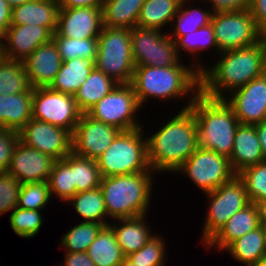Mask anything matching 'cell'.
Wrapping results in <instances>:
<instances>
[{
    "mask_svg": "<svg viewBox=\"0 0 266 266\" xmlns=\"http://www.w3.org/2000/svg\"><path fill=\"white\" fill-rule=\"evenodd\" d=\"M259 212V221L261 226H266V200H261L256 203Z\"/></svg>",
    "mask_w": 266,
    "mask_h": 266,
    "instance_id": "f5cc1de1",
    "label": "cell"
},
{
    "mask_svg": "<svg viewBox=\"0 0 266 266\" xmlns=\"http://www.w3.org/2000/svg\"><path fill=\"white\" fill-rule=\"evenodd\" d=\"M131 48L135 66L169 67L182 61L168 31L135 26Z\"/></svg>",
    "mask_w": 266,
    "mask_h": 266,
    "instance_id": "30bf717a",
    "label": "cell"
},
{
    "mask_svg": "<svg viewBox=\"0 0 266 266\" xmlns=\"http://www.w3.org/2000/svg\"><path fill=\"white\" fill-rule=\"evenodd\" d=\"M120 132L118 128L82 113L72 133V152L97 160Z\"/></svg>",
    "mask_w": 266,
    "mask_h": 266,
    "instance_id": "9a60e30c",
    "label": "cell"
},
{
    "mask_svg": "<svg viewBox=\"0 0 266 266\" xmlns=\"http://www.w3.org/2000/svg\"><path fill=\"white\" fill-rule=\"evenodd\" d=\"M237 176L244 183L250 202L266 200V162L247 167Z\"/></svg>",
    "mask_w": 266,
    "mask_h": 266,
    "instance_id": "60d3db41",
    "label": "cell"
},
{
    "mask_svg": "<svg viewBox=\"0 0 266 266\" xmlns=\"http://www.w3.org/2000/svg\"><path fill=\"white\" fill-rule=\"evenodd\" d=\"M189 6L186 7L185 5ZM190 0H182L180 8L177 12V15L173 19L171 30L173 34H169V37L175 41L178 37L192 33L198 30L200 27L206 26L211 23L212 10L211 9H202L201 7H192L190 5ZM191 6V7H190Z\"/></svg>",
    "mask_w": 266,
    "mask_h": 266,
    "instance_id": "836d02e7",
    "label": "cell"
},
{
    "mask_svg": "<svg viewBox=\"0 0 266 266\" xmlns=\"http://www.w3.org/2000/svg\"><path fill=\"white\" fill-rule=\"evenodd\" d=\"M205 1V0H199ZM211 4L213 13L226 11H242L249 10L252 0H206Z\"/></svg>",
    "mask_w": 266,
    "mask_h": 266,
    "instance_id": "bcb514c9",
    "label": "cell"
},
{
    "mask_svg": "<svg viewBox=\"0 0 266 266\" xmlns=\"http://www.w3.org/2000/svg\"><path fill=\"white\" fill-rule=\"evenodd\" d=\"M68 202L74 207L73 209L76 210V213L82 217L83 222H95L104 226L109 225L110 222L107 219L108 215L100 187L76 193Z\"/></svg>",
    "mask_w": 266,
    "mask_h": 266,
    "instance_id": "1f68e13d",
    "label": "cell"
},
{
    "mask_svg": "<svg viewBox=\"0 0 266 266\" xmlns=\"http://www.w3.org/2000/svg\"><path fill=\"white\" fill-rule=\"evenodd\" d=\"M22 62L33 88L49 87L63 63L53 39L37 47Z\"/></svg>",
    "mask_w": 266,
    "mask_h": 266,
    "instance_id": "ffe728a7",
    "label": "cell"
},
{
    "mask_svg": "<svg viewBox=\"0 0 266 266\" xmlns=\"http://www.w3.org/2000/svg\"><path fill=\"white\" fill-rule=\"evenodd\" d=\"M86 253L96 266H119L125 259L121 247L117 244L115 233L109 225L99 231Z\"/></svg>",
    "mask_w": 266,
    "mask_h": 266,
    "instance_id": "f1b7e54d",
    "label": "cell"
},
{
    "mask_svg": "<svg viewBox=\"0 0 266 266\" xmlns=\"http://www.w3.org/2000/svg\"><path fill=\"white\" fill-rule=\"evenodd\" d=\"M105 0H59L60 8L102 7Z\"/></svg>",
    "mask_w": 266,
    "mask_h": 266,
    "instance_id": "f907efd6",
    "label": "cell"
},
{
    "mask_svg": "<svg viewBox=\"0 0 266 266\" xmlns=\"http://www.w3.org/2000/svg\"><path fill=\"white\" fill-rule=\"evenodd\" d=\"M19 138L25 145L55 160L64 159L72 152L69 130L33 118L19 131Z\"/></svg>",
    "mask_w": 266,
    "mask_h": 266,
    "instance_id": "5bb4252c",
    "label": "cell"
},
{
    "mask_svg": "<svg viewBox=\"0 0 266 266\" xmlns=\"http://www.w3.org/2000/svg\"><path fill=\"white\" fill-rule=\"evenodd\" d=\"M233 140L229 162L236 175L247 167L264 162L255 125L239 124Z\"/></svg>",
    "mask_w": 266,
    "mask_h": 266,
    "instance_id": "44dd1931",
    "label": "cell"
},
{
    "mask_svg": "<svg viewBox=\"0 0 266 266\" xmlns=\"http://www.w3.org/2000/svg\"><path fill=\"white\" fill-rule=\"evenodd\" d=\"M260 226L259 212L255 203L250 202L247 206L236 212L227 223L205 244L215 247L218 252L223 250L234 240Z\"/></svg>",
    "mask_w": 266,
    "mask_h": 266,
    "instance_id": "7402d4cb",
    "label": "cell"
},
{
    "mask_svg": "<svg viewBox=\"0 0 266 266\" xmlns=\"http://www.w3.org/2000/svg\"><path fill=\"white\" fill-rule=\"evenodd\" d=\"M182 0H145L137 26L162 30L177 15Z\"/></svg>",
    "mask_w": 266,
    "mask_h": 266,
    "instance_id": "f546056e",
    "label": "cell"
},
{
    "mask_svg": "<svg viewBox=\"0 0 266 266\" xmlns=\"http://www.w3.org/2000/svg\"><path fill=\"white\" fill-rule=\"evenodd\" d=\"M236 261L244 266L255 264L265 256L264 226H259L231 242L225 249Z\"/></svg>",
    "mask_w": 266,
    "mask_h": 266,
    "instance_id": "4dcf8cb0",
    "label": "cell"
},
{
    "mask_svg": "<svg viewBox=\"0 0 266 266\" xmlns=\"http://www.w3.org/2000/svg\"><path fill=\"white\" fill-rule=\"evenodd\" d=\"M255 130L259 138L264 162H266V121L255 125Z\"/></svg>",
    "mask_w": 266,
    "mask_h": 266,
    "instance_id": "816d5d0a",
    "label": "cell"
},
{
    "mask_svg": "<svg viewBox=\"0 0 266 266\" xmlns=\"http://www.w3.org/2000/svg\"><path fill=\"white\" fill-rule=\"evenodd\" d=\"M59 0H34L12 8L10 25H39L57 29Z\"/></svg>",
    "mask_w": 266,
    "mask_h": 266,
    "instance_id": "603a6c76",
    "label": "cell"
},
{
    "mask_svg": "<svg viewBox=\"0 0 266 266\" xmlns=\"http://www.w3.org/2000/svg\"><path fill=\"white\" fill-rule=\"evenodd\" d=\"M224 101L231 107L242 125H256L266 121V77L251 80L234 90Z\"/></svg>",
    "mask_w": 266,
    "mask_h": 266,
    "instance_id": "2e32d148",
    "label": "cell"
},
{
    "mask_svg": "<svg viewBox=\"0 0 266 266\" xmlns=\"http://www.w3.org/2000/svg\"><path fill=\"white\" fill-rule=\"evenodd\" d=\"M62 266H96L86 252H65Z\"/></svg>",
    "mask_w": 266,
    "mask_h": 266,
    "instance_id": "c3c4849f",
    "label": "cell"
},
{
    "mask_svg": "<svg viewBox=\"0 0 266 266\" xmlns=\"http://www.w3.org/2000/svg\"><path fill=\"white\" fill-rule=\"evenodd\" d=\"M95 68L118 84H129L134 74L131 30L102 27L97 39Z\"/></svg>",
    "mask_w": 266,
    "mask_h": 266,
    "instance_id": "52a82bcc",
    "label": "cell"
},
{
    "mask_svg": "<svg viewBox=\"0 0 266 266\" xmlns=\"http://www.w3.org/2000/svg\"><path fill=\"white\" fill-rule=\"evenodd\" d=\"M160 235H154L141 249L130 254L127 258L135 265L164 266L166 265L167 248ZM165 263V264H164Z\"/></svg>",
    "mask_w": 266,
    "mask_h": 266,
    "instance_id": "b9f144b4",
    "label": "cell"
},
{
    "mask_svg": "<svg viewBox=\"0 0 266 266\" xmlns=\"http://www.w3.org/2000/svg\"><path fill=\"white\" fill-rule=\"evenodd\" d=\"M11 8L22 5L24 3L32 2L34 0H6Z\"/></svg>",
    "mask_w": 266,
    "mask_h": 266,
    "instance_id": "db71d44e",
    "label": "cell"
},
{
    "mask_svg": "<svg viewBox=\"0 0 266 266\" xmlns=\"http://www.w3.org/2000/svg\"><path fill=\"white\" fill-rule=\"evenodd\" d=\"M145 0H105L102 5L103 27L133 29Z\"/></svg>",
    "mask_w": 266,
    "mask_h": 266,
    "instance_id": "4316f807",
    "label": "cell"
},
{
    "mask_svg": "<svg viewBox=\"0 0 266 266\" xmlns=\"http://www.w3.org/2000/svg\"><path fill=\"white\" fill-rule=\"evenodd\" d=\"M94 68L95 62L89 58L76 57L63 61L60 70L49 87L55 91L74 96Z\"/></svg>",
    "mask_w": 266,
    "mask_h": 266,
    "instance_id": "484cf974",
    "label": "cell"
},
{
    "mask_svg": "<svg viewBox=\"0 0 266 266\" xmlns=\"http://www.w3.org/2000/svg\"><path fill=\"white\" fill-rule=\"evenodd\" d=\"M147 216L146 214L133 218L114 220L120 224L116 222L109 223V226L115 233L117 244L121 247L125 257L137 252L155 235L151 233L150 226L147 225L149 223H146Z\"/></svg>",
    "mask_w": 266,
    "mask_h": 266,
    "instance_id": "cb8c5ba5",
    "label": "cell"
},
{
    "mask_svg": "<svg viewBox=\"0 0 266 266\" xmlns=\"http://www.w3.org/2000/svg\"><path fill=\"white\" fill-rule=\"evenodd\" d=\"M180 172L185 173L204 194L214 191L236 176L228 157L200 147L176 171L178 174Z\"/></svg>",
    "mask_w": 266,
    "mask_h": 266,
    "instance_id": "7c38bea8",
    "label": "cell"
},
{
    "mask_svg": "<svg viewBox=\"0 0 266 266\" xmlns=\"http://www.w3.org/2000/svg\"><path fill=\"white\" fill-rule=\"evenodd\" d=\"M140 106L132 85L118 84L110 93L91 107L86 114L91 118L112 125L121 131L144 126L137 121Z\"/></svg>",
    "mask_w": 266,
    "mask_h": 266,
    "instance_id": "ba28073f",
    "label": "cell"
},
{
    "mask_svg": "<svg viewBox=\"0 0 266 266\" xmlns=\"http://www.w3.org/2000/svg\"><path fill=\"white\" fill-rule=\"evenodd\" d=\"M101 8H59L56 31L74 39L98 38L103 27Z\"/></svg>",
    "mask_w": 266,
    "mask_h": 266,
    "instance_id": "ac0fdd59",
    "label": "cell"
},
{
    "mask_svg": "<svg viewBox=\"0 0 266 266\" xmlns=\"http://www.w3.org/2000/svg\"><path fill=\"white\" fill-rule=\"evenodd\" d=\"M51 196H57L65 203L76 194L73 178V152L64 159L56 160L48 177Z\"/></svg>",
    "mask_w": 266,
    "mask_h": 266,
    "instance_id": "e575fe53",
    "label": "cell"
},
{
    "mask_svg": "<svg viewBox=\"0 0 266 266\" xmlns=\"http://www.w3.org/2000/svg\"><path fill=\"white\" fill-rule=\"evenodd\" d=\"M23 62L2 58L0 60V95L31 91Z\"/></svg>",
    "mask_w": 266,
    "mask_h": 266,
    "instance_id": "d590c367",
    "label": "cell"
},
{
    "mask_svg": "<svg viewBox=\"0 0 266 266\" xmlns=\"http://www.w3.org/2000/svg\"><path fill=\"white\" fill-rule=\"evenodd\" d=\"M174 42L179 57L181 58L180 54L182 50L187 52V54L190 53L193 56L192 59L194 60L192 65L195 66V68H197L199 71L206 65L203 64V62L200 61L199 57H196V55L200 56V52L205 50L207 51V49H213L218 52V46L214 36V29L211 23L200 27L198 30L192 33L178 37Z\"/></svg>",
    "mask_w": 266,
    "mask_h": 266,
    "instance_id": "d6a6232c",
    "label": "cell"
},
{
    "mask_svg": "<svg viewBox=\"0 0 266 266\" xmlns=\"http://www.w3.org/2000/svg\"><path fill=\"white\" fill-rule=\"evenodd\" d=\"M97 39H74L61 36L57 31L53 33V40L56 43L62 61L80 58H89L94 62L97 55Z\"/></svg>",
    "mask_w": 266,
    "mask_h": 266,
    "instance_id": "74e56055",
    "label": "cell"
},
{
    "mask_svg": "<svg viewBox=\"0 0 266 266\" xmlns=\"http://www.w3.org/2000/svg\"><path fill=\"white\" fill-rule=\"evenodd\" d=\"M119 266H141V265H135L127 257H125V259L122 261V263Z\"/></svg>",
    "mask_w": 266,
    "mask_h": 266,
    "instance_id": "11a10c76",
    "label": "cell"
},
{
    "mask_svg": "<svg viewBox=\"0 0 266 266\" xmlns=\"http://www.w3.org/2000/svg\"><path fill=\"white\" fill-rule=\"evenodd\" d=\"M154 172L143 171L112 177H102L100 188L108 217L133 218L148 213L152 197ZM153 177V178H152Z\"/></svg>",
    "mask_w": 266,
    "mask_h": 266,
    "instance_id": "5b68a950",
    "label": "cell"
},
{
    "mask_svg": "<svg viewBox=\"0 0 266 266\" xmlns=\"http://www.w3.org/2000/svg\"><path fill=\"white\" fill-rule=\"evenodd\" d=\"M103 227L104 225L100 223L81 221L62 235L59 244L61 243L66 252H87Z\"/></svg>",
    "mask_w": 266,
    "mask_h": 266,
    "instance_id": "8d00e7d4",
    "label": "cell"
},
{
    "mask_svg": "<svg viewBox=\"0 0 266 266\" xmlns=\"http://www.w3.org/2000/svg\"><path fill=\"white\" fill-rule=\"evenodd\" d=\"M220 55L214 66H205L199 71L200 93L204 96L224 99V93L230 94L264 74L266 46L263 39L248 47L221 52Z\"/></svg>",
    "mask_w": 266,
    "mask_h": 266,
    "instance_id": "6da1fadb",
    "label": "cell"
},
{
    "mask_svg": "<svg viewBox=\"0 0 266 266\" xmlns=\"http://www.w3.org/2000/svg\"><path fill=\"white\" fill-rule=\"evenodd\" d=\"M32 94L0 95V128L19 132L32 119Z\"/></svg>",
    "mask_w": 266,
    "mask_h": 266,
    "instance_id": "d4e9b609",
    "label": "cell"
},
{
    "mask_svg": "<svg viewBox=\"0 0 266 266\" xmlns=\"http://www.w3.org/2000/svg\"><path fill=\"white\" fill-rule=\"evenodd\" d=\"M264 249H265V256H266V226H264Z\"/></svg>",
    "mask_w": 266,
    "mask_h": 266,
    "instance_id": "6f0895ef",
    "label": "cell"
},
{
    "mask_svg": "<svg viewBox=\"0 0 266 266\" xmlns=\"http://www.w3.org/2000/svg\"><path fill=\"white\" fill-rule=\"evenodd\" d=\"M164 126L146 137L150 169L157 172L176 171L198 148L195 116L190 109L178 110Z\"/></svg>",
    "mask_w": 266,
    "mask_h": 266,
    "instance_id": "7a4b0ae2",
    "label": "cell"
},
{
    "mask_svg": "<svg viewBox=\"0 0 266 266\" xmlns=\"http://www.w3.org/2000/svg\"><path fill=\"white\" fill-rule=\"evenodd\" d=\"M218 53L251 46L262 39L250 10L216 12L212 14Z\"/></svg>",
    "mask_w": 266,
    "mask_h": 266,
    "instance_id": "8fae6325",
    "label": "cell"
},
{
    "mask_svg": "<svg viewBox=\"0 0 266 266\" xmlns=\"http://www.w3.org/2000/svg\"><path fill=\"white\" fill-rule=\"evenodd\" d=\"M73 178L76 193L100 187L101 175L96 160L73 153Z\"/></svg>",
    "mask_w": 266,
    "mask_h": 266,
    "instance_id": "f35d334b",
    "label": "cell"
},
{
    "mask_svg": "<svg viewBox=\"0 0 266 266\" xmlns=\"http://www.w3.org/2000/svg\"><path fill=\"white\" fill-rule=\"evenodd\" d=\"M143 128L121 131L96 160L101 177L149 171Z\"/></svg>",
    "mask_w": 266,
    "mask_h": 266,
    "instance_id": "8992f818",
    "label": "cell"
},
{
    "mask_svg": "<svg viewBox=\"0 0 266 266\" xmlns=\"http://www.w3.org/2000/svg\"><path fill=\"white\" fill-rule=\"evenodd\" d=\"M251 266H266V256L260 258L255 264Z\"/></svg>",
    "mask_w": 266,
    "mask_h": 266,
    "instance_id": "9f6ffc18",
    "label": "cell"
},
{
    "mask_svg": "<svg viewBox=\"0 0 266 266\" xmlns=\"http://www.w3.org/2000/svg\"><path fill=\"white\" fill-rule=\"evenodd\" d=\"M51 197L47 181L23 183L17 207L28 210H43Z\"/></svg>",
    "mask_w": 266,
    "mask_h": 266,
    "instance_id": "7bdbcfd3",
    "label": "cell"
},
{
    "mask_svg": "<svg viewBox=\"0 0 266 266\" xmlns=\"http://www.w3.org/2000/svg\"><path fill=\"white\" fill-rule=\"evenodd\" d=\"M263 75L266 77V67H265V70H264V74Z\"/></svg>",
    "mask_w": 266,
    "mask_h": 266,
    "instance_id": "94428289",
    "label": "cell"
},
{
    "mask_svg": "<svg viewBox=\"0 0 266 266\" xmlns=\"http://www.w3.org/2000/svg\"><path fill=\"white\" fill-rule=\"evenodd\" d=\"M3 58L2 42H0V60Z\"/></svg>",
    "mask_w": 266,
    "mask_h": 266,
    "instance_id": "91938a15",
    "label": "cell"
},
{
    "mask_svg": "<svg viewBox=\"0 0 266 266\" xmlns=\"http://www.w3.org/2000/svg\"><path fill=\"white\" fill-rule=\"evenodd\" d=\"M205 195L209 198V205L202 228L201 237L204 244L227 223L229 218L250 203L245 185L237 175L230 182Z\"/></svg>",
    "mask_w": 266,
    "mask_h": 266,
    "instance_id": "9c48e42d",
    "label": "cell"
},
{
    "mask_svg": "<svg viewBox=\"0 0 266 266\" xmlns=\"http://www.w3.org/2000/svg\"><path fill=\"white\" fill-rule=\"evenodd\" d=\"M117 85L118 83L114 79L94 68L87 80L74 94L79 110L82 113H86Z\"/></svg>",
    "mask_w": 266,
    "mask_h": 266,
    "instance_id": "83f0119b",
    "label": "cell"
},
{
    "mask_svg": "<svg viewBox=\"0 0 266 266\" xmlns=\"http://www.w3.org/2000/svg\"><path fill=\"white\" fill-rule=\"evenodd\" d=\"M19 132L0 128V172L7 171L16 145L18 144Z\"/></svg>",
    "mask_w": 266,
    "mask_h": 266,
    "instance_id": "f6af8a7d",
    "label": "cell"
},
{
    "mask_svg": "<svg viewBox=\"0 0 266 266\" xmlns=\"http://www.w3.org/2000/svg\"><path fill=\"white\" fill-rule=\"evenodd\" d=\"M12 8L6 0H0V42L3 41L11 23Z\"/></svg>",
    "mask_w": 266,
    "mask_h": 266,
    "instance_id": "681fc988",
    "label": "cell"
},
{
    "mask_svg": "<svg viewBox=\"0 0 266 266\" xmlns=\"http://www.w3.org/2000/svg\"><path fill=\"white\" fill-rule=\"evenodd\" d=\"M22 184L7 171L0 172V216L17 207Z\"/></svg>",
    "mask_w": 266,
    "mask_h": 266,
    "instance_id": "ee69618b",
    "label": "cell"
},
{
    "mask_svg": "<svg viewBox=\"0 0 266 266\" xmlns=\"http://www.w3.org/2000/svg\"><path fill=\"white\" fill-rule=\"evenodd\" d=\"M189 109L195 116L198 147L229 158L240 124L231 107L224 99H212L199 93Z\"/></svg>",
    "mask_w": 266,
    "mask_h": 266,
    "instance_id": "277c9868",
    "label": "cell"
},
{
    "mask_svg": "<svg viewBox=\"0 0 266 266\" xmlns=\"http://www.w3.org/2000/svg\"><path fill=\"white\" fill-rule=\"evenodd\" d=\"M55 159L19 140L7 172L21 184L48 181Z\"/></svg>",
    "mask_w": 266,
    "mask_h": 266,
    "instance_id": "e0dca14e",
    "label": "cell"
},
{
    "mask_svg": "<svg viewBox=\"0 0 266 266\" xmlns=\"http://www.w3.org/2000/svg\"><path fill=\"white\" fill-rule=\"evenodd\" d=\"M53 39V33L39 25H10L2 41L3 57L24 61L37 47Z\"/></svg>",
    "mask_w": 266,
    "mask_h": 266,
    "instance_id": "d6986e66",
    "label": "cell"
},
{
    "mask_svg": "<svg viewBox=\"0 0 266 266\" xmlns=\"http://www.w3.org/2000/svg\"><path fill=\"white\" fill-rule=\"evenodd\" d=\"M42 210H28L16 207L9 215L10 227L21 238H32L39 233L43 219Z\"/></svg>",
    "mask_w": 266,
    "mask_h": 266,
    "instance_id": "ab89813d",
    "label": "cell"
},
{
    "mask_svg": "<svg viewBox=\"0 0 266 266\" xmlns=\"http://www.w3.org/2000/svg\"><path fill=\"white\" fill-rule=\"evenodd\" d=\"M82 112L73 95L50 87L33 88L32 118L61 127L73 133Z\"/></svg>",
    "mask_w": 266,
    "mask_h": 266,
    "instance_id": "4fadbf2b",
    "label": "cell"
},
{
    "mask_svg": "<svg viewBox=\"0 0 266 266\" xmlns=\"http://www.w3.org/2000/svg\"><path fill=\"white\" fill-rule=\"evenodd\" d=\"M262 39H263L265 46H266V28L262 31Z\"/></svg>",
    "mask_w": 266,
    "mask_h": 266,
    "instance_id": "680465c9",
    "label": "cell"
},
{
    "mask_svg": "<svg viewBox=\"0 0 266 266\" xmlns=\"http://www.w3.org/2000/svg\"><path fill=\"white\" fill-rule=\"evenodd\" d=\"M182 62L169 67L135 66L130 84L141 107L152 98L165 101L189 97L181 110L189 109L200 93V75L193 65L184 66Z\"/></svg>",
    "mask_w": 266,
    "mask_h": 266,
    "instance_id": "3957f363",
    "label": "cell"
},
{
    "mask_svg": "<svg viewBox=\"0 0 266 266\" xmlns=\"http://www.w3.org/2000/svg\"><path fill=\"white\" fill-rule=\"evenodd\" d=\"M249 10L256 26L263 31L266 28V0H252Z\"/></svg>",
    "mask_w": 266,
    "mask_h": 266,
    "instance_id": "7dc6e473",
    "label": "cell"
}]
</instances>
